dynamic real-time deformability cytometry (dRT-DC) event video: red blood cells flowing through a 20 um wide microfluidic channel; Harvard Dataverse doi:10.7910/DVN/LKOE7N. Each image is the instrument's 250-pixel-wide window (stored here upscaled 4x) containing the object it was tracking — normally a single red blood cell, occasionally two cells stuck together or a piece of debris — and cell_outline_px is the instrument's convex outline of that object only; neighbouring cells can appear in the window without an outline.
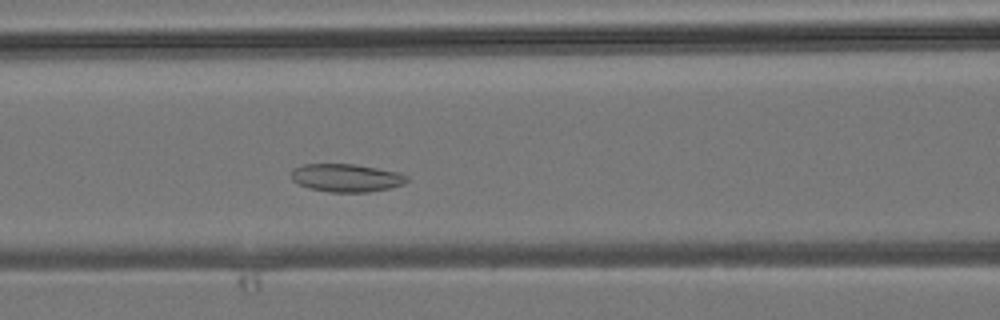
{"species": "common noctule bat (a hibernating species)", "species_latin": "Nyctalus noctula", "temperature_condition": "room temperature", "stored_images_in_passage": 34, "camera_frame_rate_fps": 3000, "um_per_image_px": 0.085, "animal": {"sex": "male", "body_mass_g": 19.2, "forearm_length_mm": 51.8}, "frame": {"image": 1, "passage_image": 13, "time_ms": 4.0, "image_size_px": [1000, 320], "cell_outline_px": [[408, 180], [404, 184], [388, 188], [368, 192], [328, 192], [308, 188], [292, 180], [292, 172], [296, 168], [304, 164], [356, 164], [396, 172], [408, 176]], "centroid_in_image_um": [29.44, 15.12], "position_along_channel_um": 137.2, "area_um2": 18.67}}
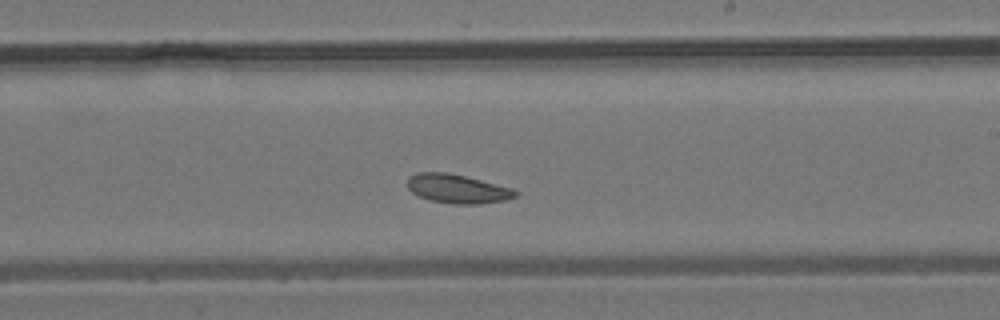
{"frame": {"image": 2, "passage_image": 20, "time_ms": 6.333, "image_size_px": [1000, 320], "cell_outline_px": [[520, 192], [516, 196], [504, 200], [480, 204], [452, 204], [432, 200], [416, 196], [408, 188], [408, 176], [416, 172], [448, 172], [512, 188]], "centroid_in_image_um": [38.85, 16.04], "position_along_channel_um": 250.1, "area_um2": 18.21}}
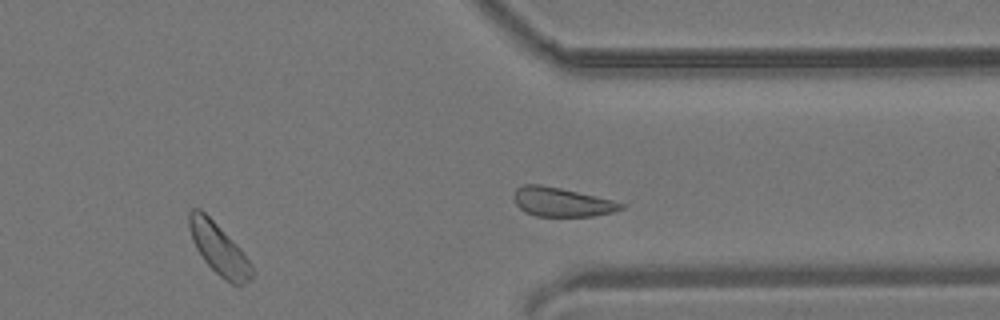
{"frame": {"image": 3, "passage_image": 27, "time_ms": 8.667, "image_size_px": [1000, 320], "cell_outline_px": [[256, 272], [244, 284], [232, 284], [224, 280], [204, 260], [196, 248], [192, 240], [188, 228], [188, 212], [192, 208], [200, 208], [240, 248]], "centroid_in_image_um": [18.58, 21.15], "position_along_channel_um": 392.8, "area_um2": 18.5}}